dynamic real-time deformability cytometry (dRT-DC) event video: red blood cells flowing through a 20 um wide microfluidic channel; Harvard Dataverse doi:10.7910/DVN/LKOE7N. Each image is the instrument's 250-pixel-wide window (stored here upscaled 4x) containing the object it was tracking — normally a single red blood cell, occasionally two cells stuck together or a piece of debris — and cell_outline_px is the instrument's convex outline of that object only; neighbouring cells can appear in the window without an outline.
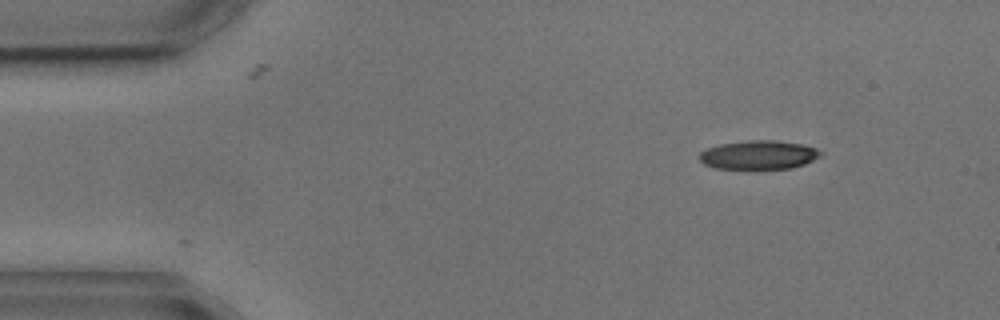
{"species": "common noctule bat (a hibernating species)", "species_latin": "Nyctalus noctula", "temperature_condition": "cold", "stored_images_in_passage": 4, "segment_of_instrument_passage": [1, 2], "camera_frame_rate_fps": 3000, "um_per_image_px": 0.085, "animal": {"sex": "male", "body_mass_g": 17.9, "forearm_length_mm": 54.2}, "frame": {"image": 1, "passage_image": 1, "time_ms": 0.0, "image_size_px": [1000, 320], "cell_outline_px": [[824, 152], [820, 156], [804, 164], [792, 168], [756, 172], [716, 168], [704, 164], [696, 156], [704, 148], [720, 144], [748, 140], [776, 140], [800, 144], [816, 148]], "centroid_in_image_um": [64.43, 13.21], "position_along_channel_um": 20.6, "area_um2": 21.44}}